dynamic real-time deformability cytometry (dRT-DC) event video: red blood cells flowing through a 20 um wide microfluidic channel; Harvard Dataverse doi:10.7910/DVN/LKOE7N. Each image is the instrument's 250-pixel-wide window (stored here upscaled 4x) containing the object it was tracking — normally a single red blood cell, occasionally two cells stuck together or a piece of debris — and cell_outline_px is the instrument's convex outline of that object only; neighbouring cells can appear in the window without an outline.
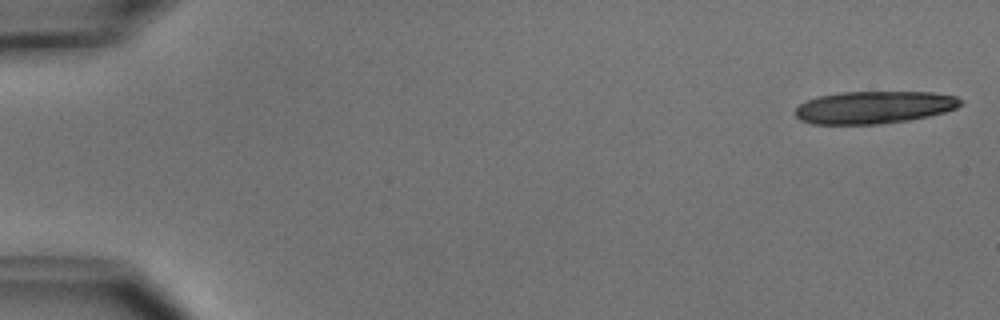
{"species": "common noctule bat (a hibernating species)", "species_latin": "Nyctalus noctula", "temperature_condition": "cold", "stored_images_in_passage": 19, "camera_frame_rate_fps": 3000, "um_per_image_px": 0.085, "animal": {"sex": "male", "body_mass_g": 15.6}, "frame": {"image": 1, "passage_image": 1, "time_ms": 0.0, "image_size_px": [1000, 320], "cell_outline_px": [[964, 100], [956, 108], [944, 112], [928, 116], [908, 120], [876, 124], [812, 124], [800, 120], [792, 112], [800, 104], [808, 100], [820, 96], [840, 92], [932, 92], [956, 96]], "centroid_in_image_um": [74.28, 9.12], "position_along_channel_um": 10.7, "area_um2": 31.27}}